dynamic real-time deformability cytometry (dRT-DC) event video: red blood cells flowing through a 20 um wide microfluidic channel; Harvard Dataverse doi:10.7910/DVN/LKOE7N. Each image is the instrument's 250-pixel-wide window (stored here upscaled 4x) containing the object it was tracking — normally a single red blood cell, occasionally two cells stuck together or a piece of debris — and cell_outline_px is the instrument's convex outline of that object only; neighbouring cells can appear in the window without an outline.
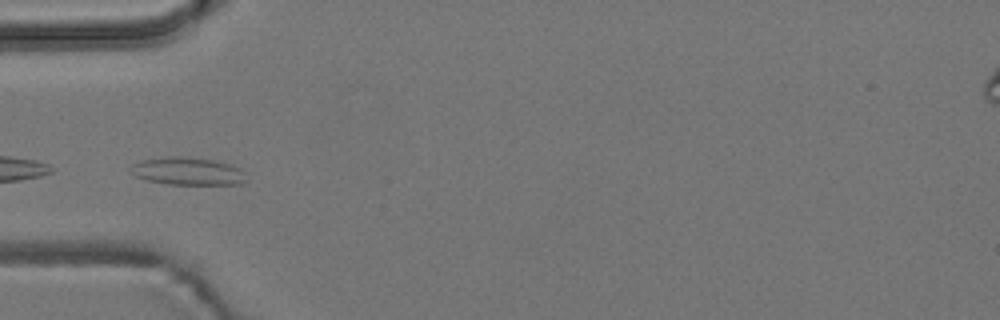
{"species": "common noctule bat (a hibernating species)", "species_latin": "Nyctalus noctula", "temperature_condition": "room temperature", "stored_images_in_passage": 5, "camera_frame_rate_fps": 3000, "um_per_image_px": 0.085, "animal": {"sex": "male", "body_mass_g": 19.2, "forearm_length_mm": 51.8}, "frame": {"image": 1, "passage_image": 4, "time_ms": 1.0, "image_size_px": [1000, 320], "cell_outline_px": [[248, 180], [240, 184], [168, 184], [148, 180], [136, 176], [128, 168], [132, 164], [140, 160], [168, 156], [180, 156], [212, 160], [232, 164], [240, 168], [244, 172]], "centroid_in_image_um": [15.97, 14.54], "position_along_channel_um": 69.0, "area_um2": 18.73}}